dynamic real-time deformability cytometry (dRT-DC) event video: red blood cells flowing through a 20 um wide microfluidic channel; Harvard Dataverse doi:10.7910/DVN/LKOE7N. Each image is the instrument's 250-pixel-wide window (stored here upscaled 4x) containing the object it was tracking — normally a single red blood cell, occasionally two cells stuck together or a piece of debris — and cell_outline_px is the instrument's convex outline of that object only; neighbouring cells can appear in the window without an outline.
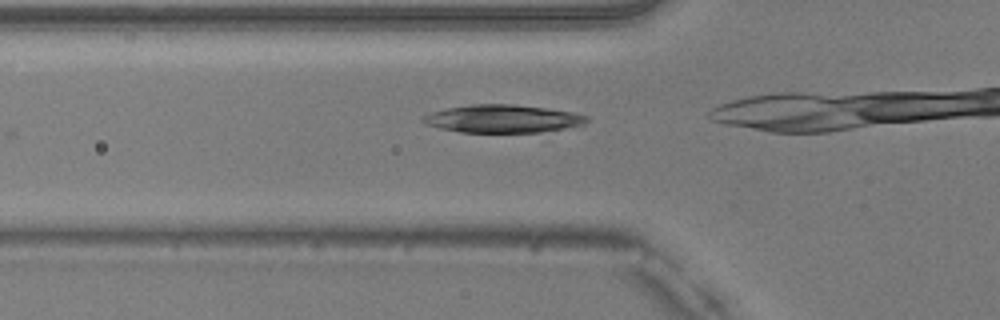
{"species": "common noctule bat (a hibernating species)", "species_latin": "Nyctalus noctula", "temperature_condition": "warm", "stored_images_in_passage": 9, "camera_frame_rate_fps": 3000, "um_per_image_px": 0.085, "animal": {"sex": "male", "body_mass_g": 20.5, "forearm_length_mm": 52.5}, "frame": {"image": 1, "passage_image": 4, "time_ms": 1.0, "image_size_px": [1000, 320], "cell_outline_px": [[588, 120], [580, 128], [540, 132], [460, 132], [440, 128], [424, 124], [420, 120], [420, 116], [432, 112], [448, 108], [472, 104], [512, 104], [548, 108], [572, 112], [588, 116]], "centroid_in_image_um": [42.78, 10.1], "position_along_channel_um": 83.0, "area_um2": 27.05}}